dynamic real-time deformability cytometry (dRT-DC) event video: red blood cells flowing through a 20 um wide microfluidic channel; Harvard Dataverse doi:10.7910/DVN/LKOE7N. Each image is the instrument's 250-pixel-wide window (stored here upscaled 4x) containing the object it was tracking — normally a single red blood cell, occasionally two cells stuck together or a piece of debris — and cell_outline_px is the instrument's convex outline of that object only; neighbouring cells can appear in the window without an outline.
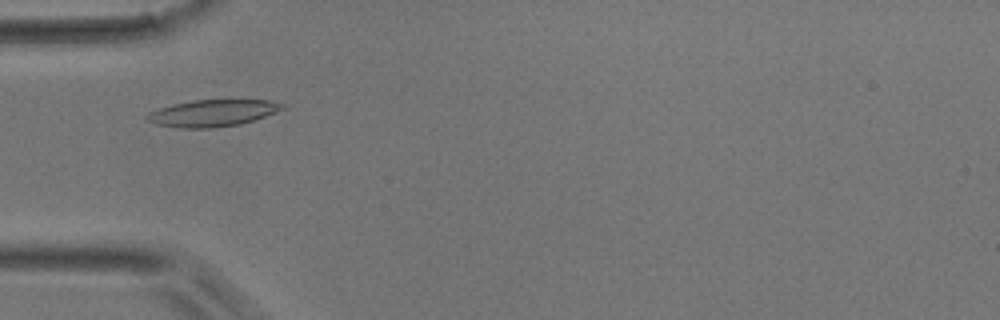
{"species": "common noctule bat (a hibernating species)", "species_latin": "Nyctalus noctula", "temperature_condition": "room temperature", "stored_images_in_passage": 38, "camera_frame_rate_fps": 3000, "um_per_image_px": 0.085, "animal": {"sex": "male", "body_mass_g": 17.9}, "frame": {"image": 1, "passage_image": 9, "time_ms": 2.667, "image_size_px": [1000, 320], "cell_outline_px": [[288, 108], [240, 124], [212, 128], [180, 128], [156, 124], [148, 120], [148, 112], [172, 104], [192, 100], [272, 100], [288, 104]], "centroid_in_image_um": [18.14, 9.6], "position_along_channel_um": 66.9, "area_um2": 21.15}}
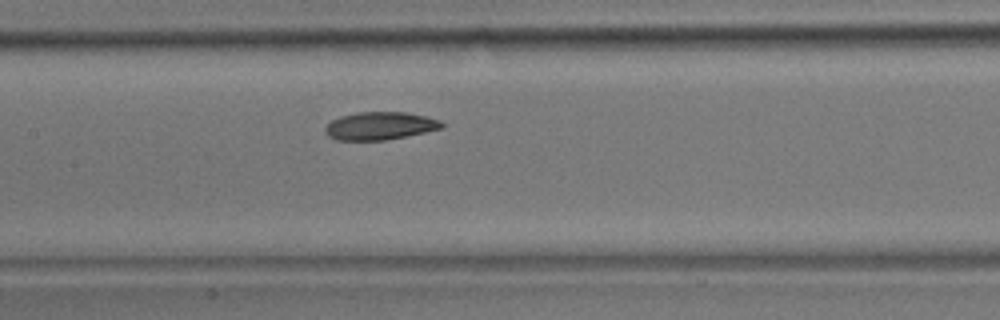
{"frame": {"image": 2, "passage_image": 17, "time_ms": 5.333, "image_size_px": [1000, 320], "cell_outline_px": [[444, 128], [384, 140], [336, 140], [328, 136], [324, 132], [324, 128], [332, 120], [340, 116], [356, 112], [408, 112], [440, 120], [444, 124]], "centroid_in_image_um": [32.27, 10.69], "position_along_channel_um": 175.1, "area_um2": 18.9}}
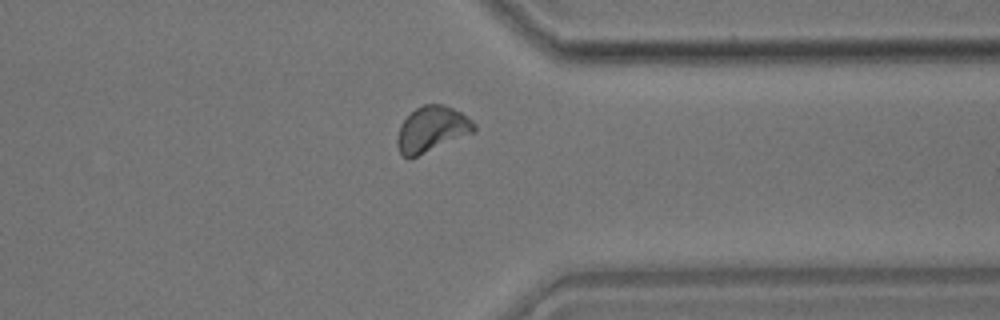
{"frame": {"image": 3, "passage_image": 32, "time_ms": 10.333, "image_size_px": [1000, 320], "cell_outline_px": [[476, 128], [472, 132], [408, 160], [400, 152], [396, 144], [396, 136], [400, 124], [416, 108], [424, 104], [440, 104], [452, 108], [460, 112], [472, 120], [476, 124]], "centroid_in_image_um": [36.65, 10.98], "position_along_channel_um": 374.7, "area_um2": 20.11}}